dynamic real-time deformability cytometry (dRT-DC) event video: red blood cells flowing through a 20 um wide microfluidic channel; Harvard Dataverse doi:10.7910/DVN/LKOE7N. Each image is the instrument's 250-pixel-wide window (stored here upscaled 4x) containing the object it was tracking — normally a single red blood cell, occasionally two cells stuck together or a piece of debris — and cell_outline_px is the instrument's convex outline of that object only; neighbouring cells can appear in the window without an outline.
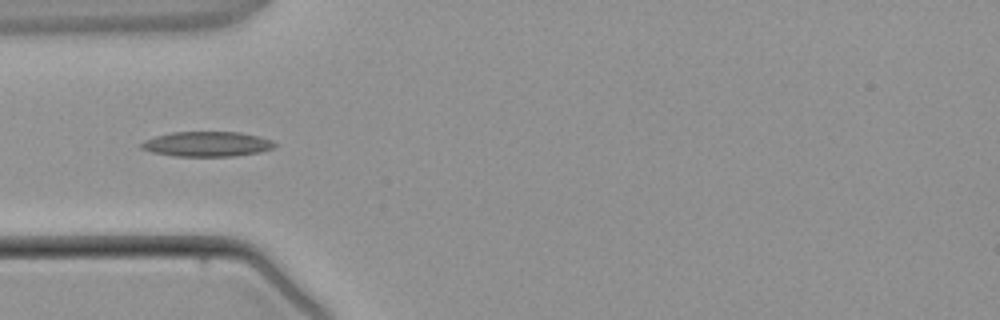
{"species": "common noctule bat (a hibernating species)", "species_latin": "Nyctalus noctula", "temperature_condition": "warm", "stored_images_in_passage": 3, "camera_frame_rate_fps": 3000, "um_per_image_px": 0.085, "animal": {"sex": "male", "body_mass_g": 21.5, "forearm_length_mm": 52.0}, "frame": {"image": 1, "passage_image": 3, "time_ms": 2.333, "image_size_px": [1000, 320], "cell_outline_px": [[276, 148], [260, 152], [236, 156], [176, 156], [152, 152], [140, 148], [140, 144], [144, 140], [156, 136], [172, 132], [240, 132], [260, 136], [272, 140], [276, 144]], "centroid_in_image_um": [17.63, 12.24], "position_along_channel_um": 67.4, "area_um2": 19.54}}